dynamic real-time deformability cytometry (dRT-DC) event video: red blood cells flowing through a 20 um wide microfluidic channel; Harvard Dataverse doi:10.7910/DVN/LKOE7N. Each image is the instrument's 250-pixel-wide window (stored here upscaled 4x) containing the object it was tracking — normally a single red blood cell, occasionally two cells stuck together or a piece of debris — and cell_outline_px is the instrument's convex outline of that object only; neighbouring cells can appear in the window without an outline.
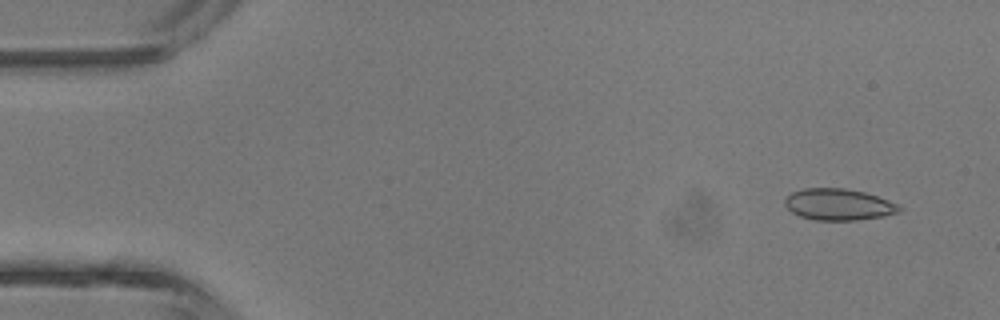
{"species": "common noctule bat (a hibernating species)", "species_latin": "Nyctalus noctula", "temperature_condition": "room temperature", "stored_images_in_passage": 3, "camera_frame_rate_fps": 3000, "um_per_image_px": 0.085, "animal": {"sex": "male", "body_mass_g": 13.3}, "frame": {"image": 1, "passage_image": 1, "time_ms": 0.0, "image_size_px": [1000, 320], "cell_outline_px": [[904, 208], [900, 212], [884, 216], [856, 220], [816, 220], [800, 216], [792, 212], [784, 204], [784, 200], [792, 192], [804, 188], [844, 188], [864, 192], [900, 204]], "centroid_in_image_um": [71.31, 17.38], "position_along_channel_um": 13.7, "area_um2": 21.04}}
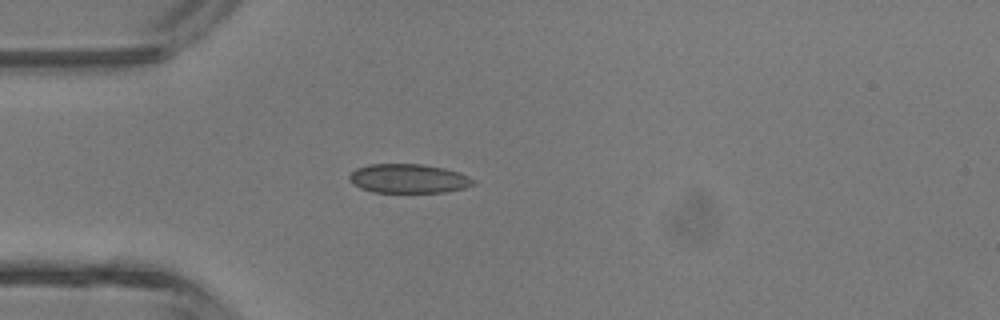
{"frame": {"image": 2, "passage_image": 3, "time_ms": 3.0, "image_size_px": [1000, 320], "cell_outline_px": [[476, 184], [464, 188], [444, 192], [372, 192], [360, 188], [352, 184], [348, 180], [348, 176], [356, 168], [368, 164], [420, 164], [444, 168], [460, 172], [476, 180]], "centroid_in_image_um": [34.71, 15.18], "position_along_channel_um": 50.3, "area_um2": 21.21}}